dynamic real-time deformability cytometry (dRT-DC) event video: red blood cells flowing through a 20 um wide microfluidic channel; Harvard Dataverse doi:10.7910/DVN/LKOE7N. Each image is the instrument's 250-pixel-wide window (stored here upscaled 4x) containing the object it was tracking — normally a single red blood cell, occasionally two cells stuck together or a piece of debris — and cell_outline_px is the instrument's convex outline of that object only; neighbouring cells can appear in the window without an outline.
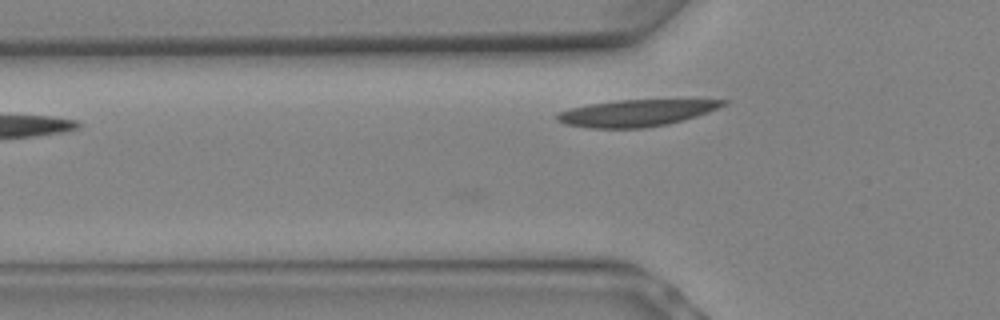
{"species": "Egyptian fruit bat (a non-hibernating species)", "species_latin": "Rousettus aegyptiacus", "temperature_condition": "warm", "stored_images_in_passage": 6, "camera_frame_rate_fps": 3000, "um_per_image_px": 0.085, "animal": {"sex": "female"}, "frame": {"image": 1, "passage_image": 4, "time_ms": 1.0, "image_size_px": [1000, 320], "cell_outline_px": [[728, 100], [724, 104], [708, 112], [696, 116], [668, 124], [644, 128], [588, 128], [564, 124], [556, 120], [556, 116], [560, 112], [568, 108], [588, 104], [616, 100]], "centroid_in_image_um": [53.98, 9.61], "position_along_channel_um": 71.8, "area_um2": 25.61}}